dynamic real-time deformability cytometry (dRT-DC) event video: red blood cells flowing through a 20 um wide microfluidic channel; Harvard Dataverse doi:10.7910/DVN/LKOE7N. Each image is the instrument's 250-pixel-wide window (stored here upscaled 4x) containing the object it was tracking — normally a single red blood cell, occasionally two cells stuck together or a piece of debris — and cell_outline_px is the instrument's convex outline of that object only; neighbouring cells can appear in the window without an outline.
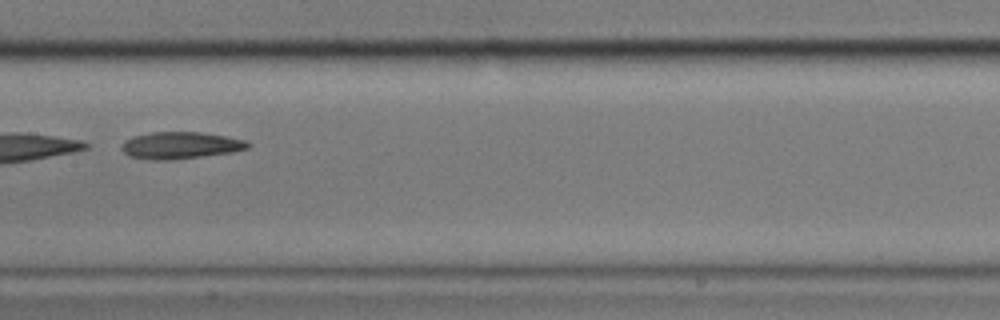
{"species": "common noctule bat (a hibernating species)", "species_latin": "Nyctalus noctula", "temperature_condition": "cold", "stored_images_in_passage": 39, "camera_frame_rate_fps": 3000, "um_per_image_px": 0.085, "animal": {"sex": "male", "body_mass_g": 17.9}, "frame": {"image": 1, "passage_image": 27, "time_ms": 8.667, "image_size_px": [1000, 320], "cell_outline_px": [[252, 144], [248, 148], [236, 152], [168, 160], [152, 160], [128, 156], [120, 148], [120, 144], [124, 140], [132, 136], [152, 132], [200, 132], [224, 136], [244, 140]], "centroid_in_image_um": [15.3, 12.36], "position_along_channel_um": 192.1, "area_um2": 19.94}}